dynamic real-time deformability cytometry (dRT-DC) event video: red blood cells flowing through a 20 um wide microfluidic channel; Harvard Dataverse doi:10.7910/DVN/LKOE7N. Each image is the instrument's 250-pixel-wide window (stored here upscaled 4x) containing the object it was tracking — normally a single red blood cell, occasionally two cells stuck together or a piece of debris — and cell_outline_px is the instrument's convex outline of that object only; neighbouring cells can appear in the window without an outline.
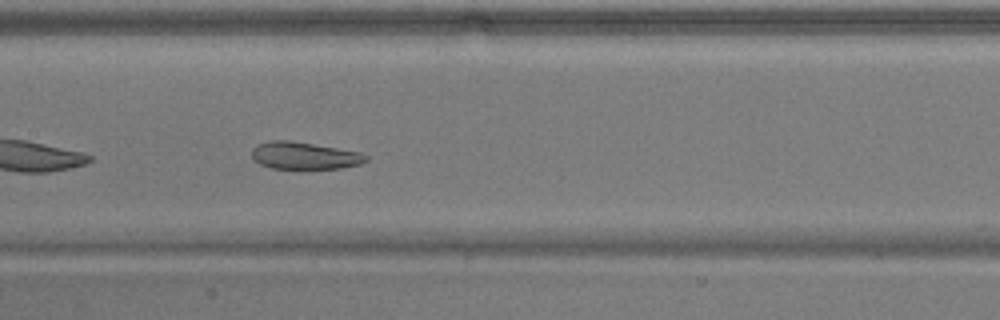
{"species": "common noctule bat (a hibernating species)", "species_latin": "Nyctalus noctula", "temperature_condition": "warm", "stored_images_in_passage": 40, "camera_frame_rate_fps": 3000, "um_per_image_px": 0.085, "animal": {"sex": "male", "body_mass_g": 17.9}, "frame": {"image": 1, "passage_image": 12, "time_ms": 3.667, "image_size_px": [1000, 320], "cell_outline_px": [[368, 160], [360, 164], [340, 168], [272, 168], [260, 164], [252, 156], [252, 148], [256, 144], [272, 140], [292, 140], [360, 152], [368, 156]], "centroid_in_image_um": [25.87, 13.21], "position_along_channel_um": 181.5, "area_um2": 18.03}, "authors_computed_cell_mechanics": {"area_um2": 21.1548, "velocity_mm_per_s": 3.7913, "shape_relaxation_time_tau1_ms": 5.961, "shape_relaxation_time_tau2_ms": 2.2789, "deformation_change_tau1": 0.1063, "deformation_change_tau2": 0.0953}}